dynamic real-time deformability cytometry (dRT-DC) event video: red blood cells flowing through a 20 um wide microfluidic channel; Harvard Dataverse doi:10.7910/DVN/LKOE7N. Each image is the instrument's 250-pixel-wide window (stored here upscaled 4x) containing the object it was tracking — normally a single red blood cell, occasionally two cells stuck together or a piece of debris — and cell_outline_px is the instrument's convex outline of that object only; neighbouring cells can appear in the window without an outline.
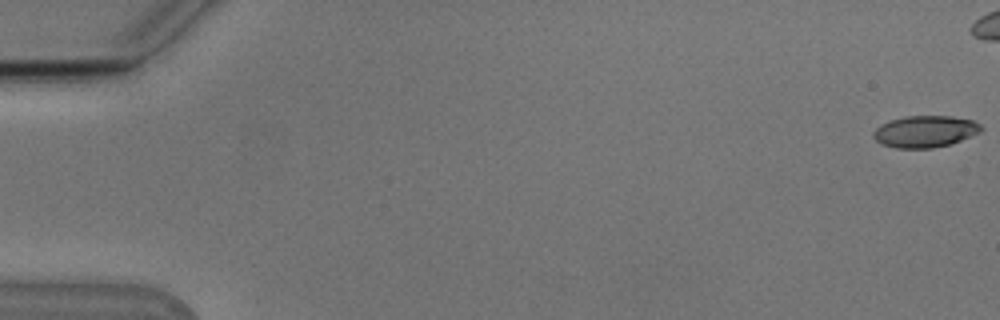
{"species": "Egyptian fruit bat (a non-hibernating species)", "species_latin": "Rousettus aegyptiacus", "temperature_condition": "cold", "stored_images_in_passage": 9, "camera_frame_rate_fps": 3000, "um_per_image_px": 0.085, "animal": {"sex": "male"}, "frame": {"image": 1, "passage_image": 1, "time_ms": 0.0, "image_size_px": [1000, 320], "cell_outline_px": [[984, 128], [980, 132], [952, 144], [932, 148], [896, 148], [880, 144], [872, 136], [872, 132], [876, 128], [888, 120], [904, 116], [952, 116], [972, 120], [980, 124]], "centroid_in_image_um": [78.62, 11.17], "position_along_channel_um": 6.4, "area_um2": 20.11}}